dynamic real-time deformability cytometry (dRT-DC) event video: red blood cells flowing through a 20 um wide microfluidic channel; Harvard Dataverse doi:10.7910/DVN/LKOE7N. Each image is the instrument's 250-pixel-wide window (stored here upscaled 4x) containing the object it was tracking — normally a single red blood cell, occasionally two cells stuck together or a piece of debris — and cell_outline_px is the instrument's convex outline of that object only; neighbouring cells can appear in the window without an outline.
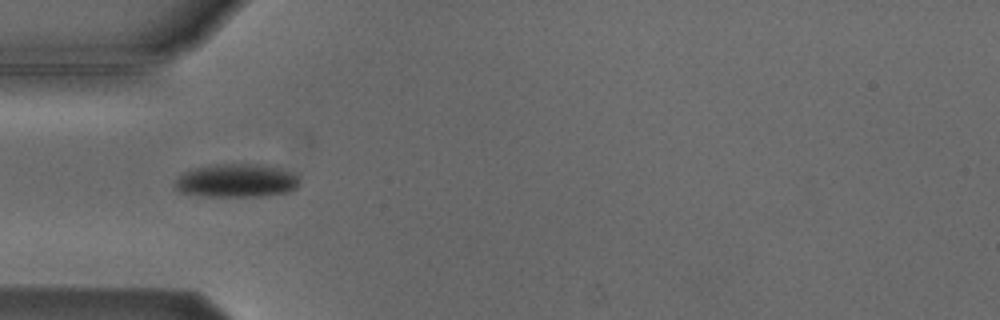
{"species": "Egyptian fruit bat (a non-hibernating species)", "species_latin": "Rousettus aegyptiacus", "temperature_condition": "cold", "stored_images_in_passage": 5, "camera_frame_rate_fps": 3000, "um_per_image_px": 0.085, "animal": {"sex": "male"}, "frame": {"image": 1, "passage_image": 4, "time_ms": 3.333, "image_size_px": [1000, 320], "cell_outline_px": [[300, 184], [296, 188], [288, 192], [260, 196], [200, 196], [180, 192], [172, 188], [172, 184], [184, 172], [196, 168], [216, 164], [260, 164], [280, 168], [292, 172], [300, 180]], "centroid_in_image_um": [20.08, 15.36], "position_along_channel_um": 64.9, "area_um2": 24.39}}